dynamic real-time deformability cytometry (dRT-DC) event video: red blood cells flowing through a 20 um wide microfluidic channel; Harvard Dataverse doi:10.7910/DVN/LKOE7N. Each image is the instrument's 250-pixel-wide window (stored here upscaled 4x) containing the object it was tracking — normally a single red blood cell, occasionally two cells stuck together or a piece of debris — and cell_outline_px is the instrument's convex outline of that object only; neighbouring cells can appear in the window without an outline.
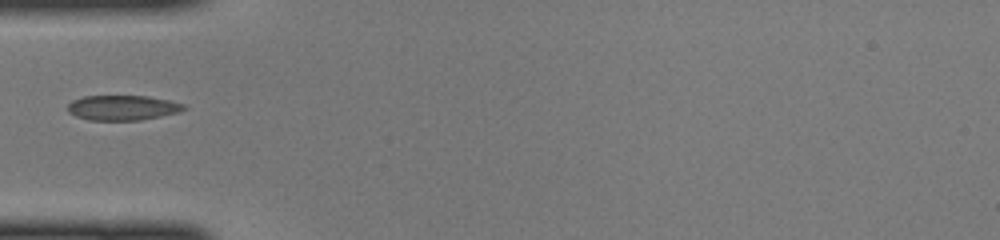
{"species": "common noctule bat (a hibernating species)", "species_latin": "Nyctalus noctula", "temperature_condition": "cold", "stored_images_in_passage": 33, "camera_frame_rate_fps": 3000, "um_per_image_px": 0.085, "animal": {"sex": "female", "body_mass_g": 22.0, "forearm_length_mm": 56.7}, "frame": {"image": 1, "passage_image": 1, "time_ms": 0.0, "image_size_px": [1000, 240], "cell_outline_px": [[188, 108], [180, 112], [140, 120], [88, 120], [76, 116], [68, 112], [68, 104], [72, 100], [84, 96], [148, 96], [168, 100], [184, 104]], "centroid_in_image_um": [10.43, 9.15], "position_along_channel_um": 74.6, "area_um2": 16.94}}
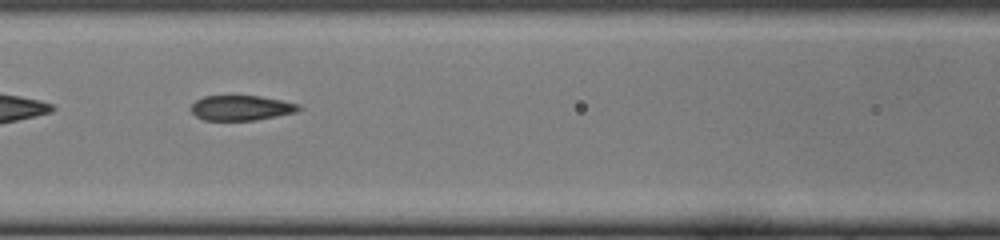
{"frame": {"image": 2, "passage_image": 6, "time_ms": 1.667, "image_size_px": [1000, 240], "cell_outline_px": [[304, 108], [296, 112], [256, 120], [204, 120], [196, 116], [192, 112], [192, 104], [196, 100], [204, 96], [260, 96], [300, 104]], "centroid_in_image_um": [20.54, 9.17], "position_along_channel_um": 146.1, "area_um2": 15.66}}
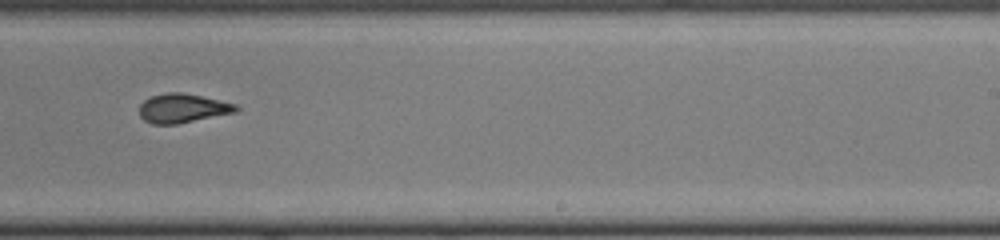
{"frame": {"image": 3, "passage_image": 15, "time_ms": 4.667, "image_size_px": [1000, 240], "cell_outline_px": [[240, 108], [236, 112], [176, 124], [152, 124], [144, 120], [140, 116], [140, 104], [144, 100], [152, 96], [164, 92], [180, 92], [200, 96], [236, 104]], "centroid_in_image_um": [15.5, 9.2], "position_along_channel_um": 273.5, "area_um2": 16.24}}